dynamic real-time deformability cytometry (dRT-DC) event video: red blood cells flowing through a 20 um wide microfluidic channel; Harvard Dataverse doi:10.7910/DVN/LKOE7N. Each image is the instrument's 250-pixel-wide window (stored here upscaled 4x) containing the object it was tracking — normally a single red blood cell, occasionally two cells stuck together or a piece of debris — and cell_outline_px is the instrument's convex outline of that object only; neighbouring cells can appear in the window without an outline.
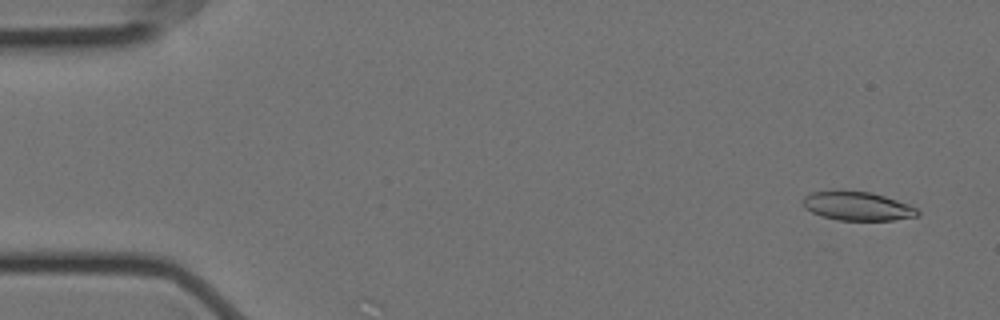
{"species": "Egyptian fruit bat (a non-hibernating species)", "species_latin": "Rousettus aegyptiacus", "temperature_condition": "cold", "stored_images_in_passage": 17, "camera_frame_rate_fps": 3000, "um_per_image_px": 0.085, "animal": {"sex": "female"}, "frame": {"image": 1, "passage_image": 3, "time_ms": 0.667, "image_size_px": [1000, 320], "cell_outline_px": [[920, 216], [892, 220], [840, 220], [820, 216], [804, 208], [800, 200], [808, 192], [832, 188], [840, 188], [872, 192], [908, 204], [916, 208], [920, 212]], "centroid_in_image_um": [72.78, 17.47], "position_along_channel_um": 12.2, "area_um2": 20.11}}
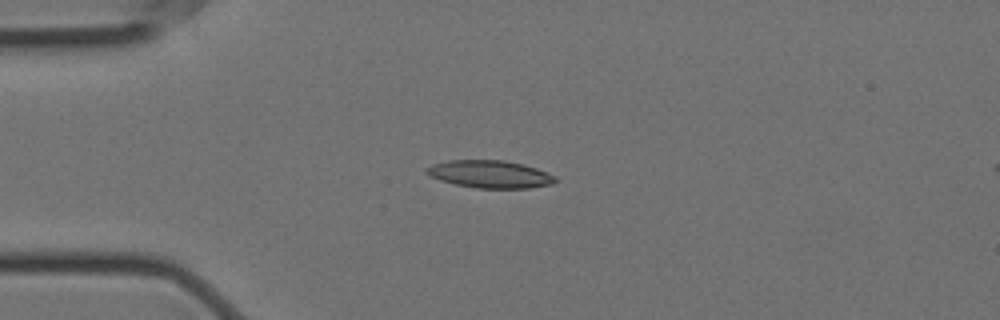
{"frame": {"image": 2, "passage_image": 14, "time_ms": 4.333, "image_size_px": [1000, 320], "cell_outline_px": [[556, 180], [552, 184], [528, 188], [476, 188], [456, 184], [440, 180], [424, 172], [424, 168], [432, 164], [448, 160], [504, 160], [524, 164], [536, 168], [556, 176]], "centroid_in_image_um": [41.63, 14.8], "position_along_channel_um": 43.4, "area_um2": 20.69}}